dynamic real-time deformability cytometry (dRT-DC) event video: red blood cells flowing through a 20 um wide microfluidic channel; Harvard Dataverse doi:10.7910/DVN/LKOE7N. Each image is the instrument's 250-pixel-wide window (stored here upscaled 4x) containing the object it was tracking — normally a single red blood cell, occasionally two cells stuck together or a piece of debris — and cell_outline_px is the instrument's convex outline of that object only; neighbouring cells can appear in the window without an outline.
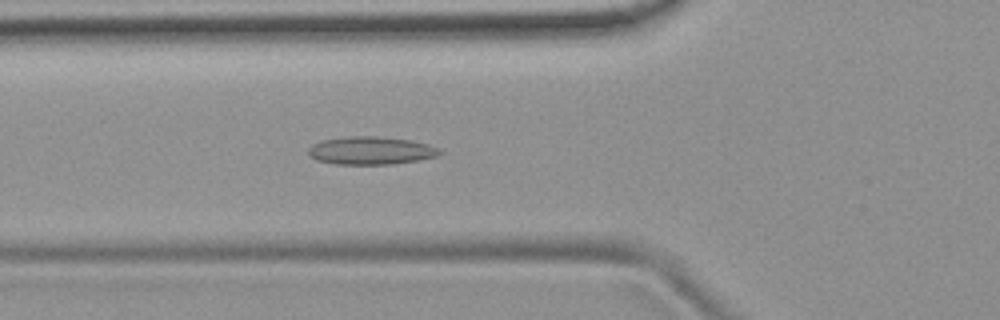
{"species": "common noctule bat (a hibernating species)", "species_latin": "Nyctalus noctula", "temperature_condition": "room temperature", "stored_images_in_passage": 49, "camera_frame_rate_fps": 3000, "um_per_image_px": 0.085, "animal": {"sex": "female", "body_mass_g": 19.9}, "frame": {"image": 1, "passage_image": 14, "time_ms": 4.333, "image_size_px": [1000, 320], "cell_outline_px": [[440, 152], [436, 156], [416, 160], [392, 164], [336, 164], [316, 160], [308, 156], [308, 148], [312, 144], [320, 140], [348, 136], [376, 136], [412, 140], [428, 144], [440, 148]], "centroid_in_image_um": [31.47, 12.79], "position_along_channel_um": 94.3, "area_um2": 21.44}}
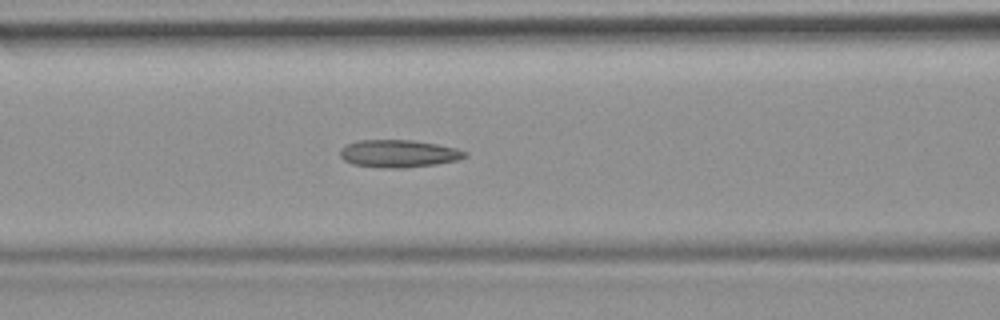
{"frame": {"image": 2, "passage_image": 17, "time_ms": 5.333, "image_size_px": [1000, 320], "cell_outline_px": [[468, 156], [456, 160], [436, 164], [404, 168], [380, 168], [352, 164], [344, 160], [340, 156], [340, 148], [348, 144], [360, 140], [412, 140], [436, 144], [456, 148], [468, 152]], "centroid_in_image_um": [33.88, 13.06], "position_along_channel_um": 132.7, "area_um2": 20.06}}
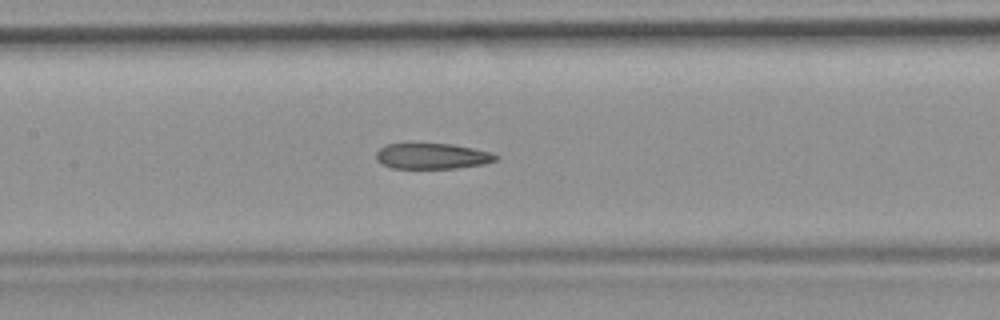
{"frame": {"image": 3, "passage_image": 20, "time_ms": 6.333, "image_size_px": [1000, 320], "cell_outline_px": [[500, 156], [496, 160], [484, 164], [456, 168], [392, 168], [376, 160], [376, 152], [384, 144], [452, 144], [492, 152]], "centroid_in_image_um": [36.75, 13.27], "position_along_channel_um": 170.6, "area_um2": 17.86}, "authors_computed_cell_mechanics": {"area_um2": 19.5942, "velocity_mm_per_s": 3.8135, "shape_relaxation_time_tau1_ms": null, "shape_relaxation_time_tau2_ms": 2.4909, "deformation_change_tau1": null, "deformation_change_tau2": 0.1102}}